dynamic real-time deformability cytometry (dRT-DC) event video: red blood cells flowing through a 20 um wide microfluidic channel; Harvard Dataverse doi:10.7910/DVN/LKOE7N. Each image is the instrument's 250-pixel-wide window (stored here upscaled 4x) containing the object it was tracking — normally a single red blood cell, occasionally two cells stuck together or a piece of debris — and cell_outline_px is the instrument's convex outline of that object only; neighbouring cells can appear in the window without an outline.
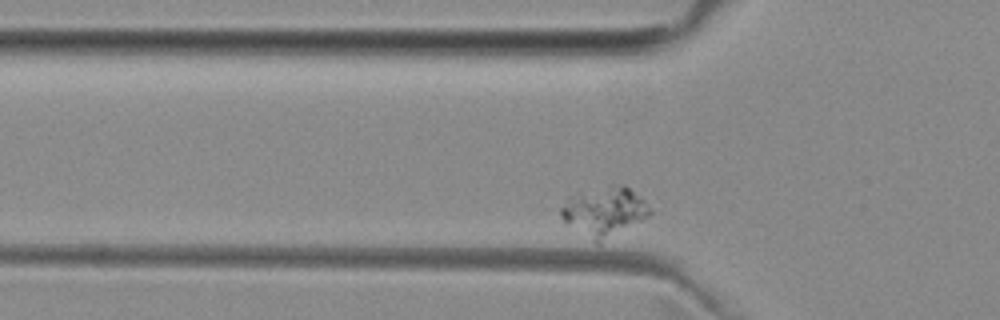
{"species": "common noctule bat (a hibernating species)", "species_latin": "Nyctalus noctula", "temperature_condition": "room temperature", "stored_images_in_passage": 43, "camera_frame_rate_fps": 3000, "um_per_image_px": 0.085, "animal": {"sex": "female", "body_mass_g": 29.2, "forearm_length_mm": 56.3}, "frame": {"image": 1, "passage_image": 3, "time_ms": 0.667, "image_size_px": [1000, 320], "cell_outline_px": [[652, 212], [640, 220], [600, 244], [596, 244], [564, 220], [560, 216], [560, 208], [568, 196], [580, 192], [612, 184], [624, 184], [644, 200]], "centroid_in_image_um": [51.33, 17.96], "position_along_channel_um": 74.5, "area_um2": 25.2}}
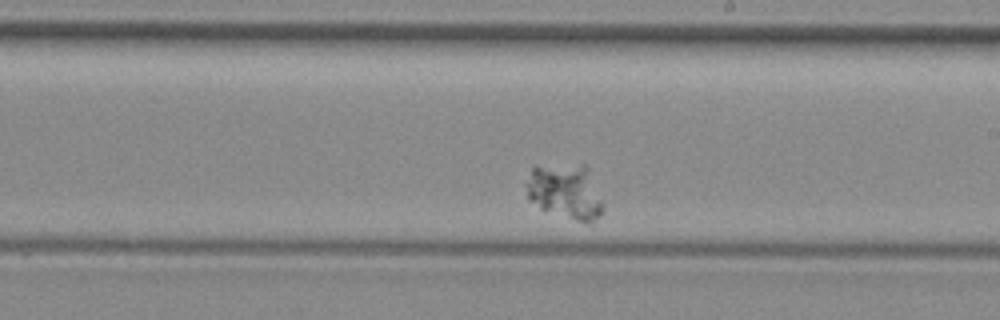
{"frame": {"image": 2, "passage_image": 18, "time_ms": 5.667, "image_size_px": [1000, 320], "cell_outline_px": [[604, 212], [592, 224], [588, 224], [540, 208], [528, 200], [524, 184], [532, 168], [580, 164], [584, 164], [588, 168], [604, 204]], "centroid_in_image_um": [48.08, 16.32], "position_along_channel_um": 240.9, "area_um2": 24.74}}
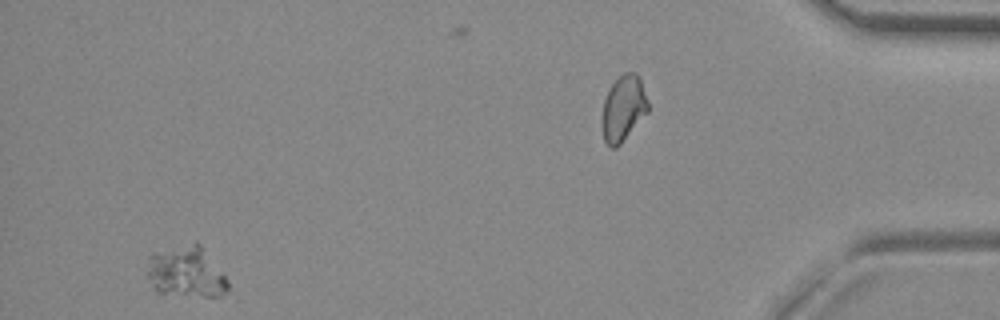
{"frame": {"image": 3, "passage_image": 40, "time_ms": 13.0, "image_size_px": [1000, 320], "cell_outline_px": [[228, 288], [220, 296], [204, 296], [156, 292], [144, 276], [144, 272], [148, 256], [152, 252], [196, 240], [200, 244], [228, 280]], "centroid_in_image_um": [15.73, 23.07], "position_along_channel_um": 419.5, "area_um2": 24.51}}